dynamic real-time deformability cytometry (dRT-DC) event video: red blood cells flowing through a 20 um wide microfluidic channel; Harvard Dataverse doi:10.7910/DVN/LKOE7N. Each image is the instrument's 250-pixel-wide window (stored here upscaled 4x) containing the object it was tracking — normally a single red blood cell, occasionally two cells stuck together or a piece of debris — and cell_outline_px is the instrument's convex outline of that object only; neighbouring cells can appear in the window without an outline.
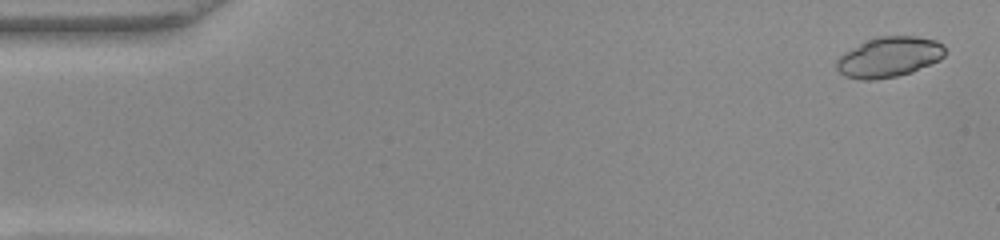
{"species": "common noctule bat (a hibernating species)", "species_latin": "Nyctalus noctula", "temperature_condition": "warm", "stored_images_in_passage": 50, "camera_frame_rate_fps": 3000, "um_per_image_px": 0.085, "animal": {"sex": "female", "body_mass_g": 22.0, "forearm_length_mm": 56.7}, "frame": {"image": 1, "passage_image": 2, "time_ms": 0.333, "image_size_px": [1000, 240], "cell_outline_px": [[944, 56], [940, 60], [912, 72], [896, 76], [876, 80], [860, 80], [844, 76], [836, 68], [836, 60], [844, 52], [876, 36], [916, 36], [936, 40], [944, 44]], "centroid_in_image_um": [75.57, 4.85], "position_along_channel_um": 9.4, "area_um2": 25.55}}
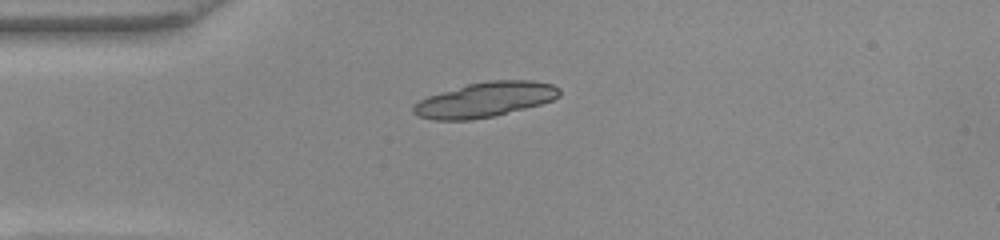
{"frame": {"image": 2, "passage_image": 13, "time_ms": 4.0, "image_size_px": [1000, 240], "cell_outline_px": [[560, 96], [552, 100], [540, 104], [492, 116], [472, 120], [432, 120], [420, 116], [412, 112], [412, 108], [420, 100], [428, 96], [468, 84], [488, 80], [532, 80], [552, 84], [560, 88]], "centroid_in_image_um": [41.24, 8.46], "position_along_channel_um": 43.8, "area_um2": 29.42}}